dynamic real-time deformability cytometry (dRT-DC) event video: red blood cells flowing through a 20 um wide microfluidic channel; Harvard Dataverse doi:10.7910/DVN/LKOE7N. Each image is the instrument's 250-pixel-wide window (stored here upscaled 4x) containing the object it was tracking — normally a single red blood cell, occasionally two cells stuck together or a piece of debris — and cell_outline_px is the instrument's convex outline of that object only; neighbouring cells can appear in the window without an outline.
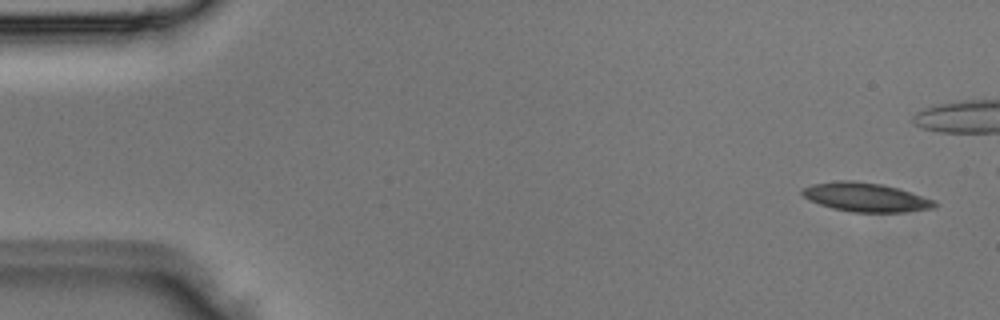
{"species": "Egyptian fruit bat (a non-hibernating species)", "species_latin": "Rousettus aegyptiacus", "temperature_condition": "room temperature", "stored_images_in_passage": 7, "camera_frame_rate_fps": 3000, "um_per_image_px": 0.085, "animal": {"sex": "male"}, "frame": {"image": 1, "passage_image": 1, "time_ms": 0.0, "image_size_px": [1000, 320], "cell_outline_px": [[940, 204], [936, 208], [904, 212], [852, 212], [832, 208], [808, 200], [800, 192], [800, 188], [812, 184], [840, 180], [852, 180], [884, 184], [900, 188], [936, 200]], "centroid_in_image_um": [73.63, 16.76], "position_along_channel_um": 11.4, "area_um2": 22.77}}
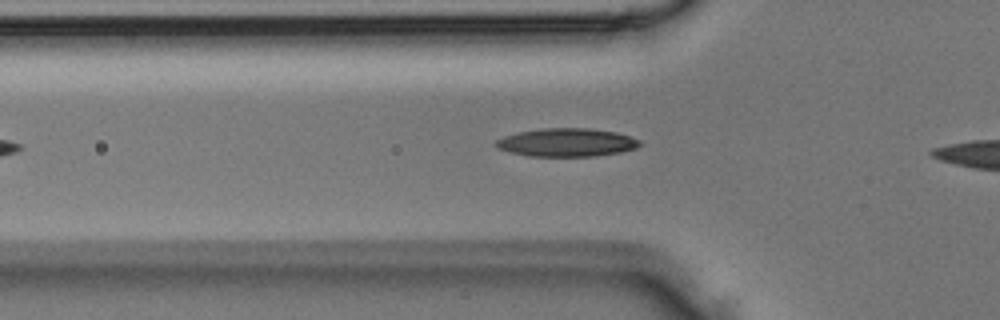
{"frame": {"image": 2, "passage_image": 7, "time_ms": 2.0, "image_size_px": [1000, 320], "cell_outline_px": [[640, 144], [636, 148], [620, 152], [596, 156], [528, 156], [496, 148], [492, 144], [496, 140], [504, 136], [520, 132], [544, 128], [588, 128], [616, 132], [640, 140]], "centroid_in_image_um": [48.14, 12.11], "position_along_channel_um": 77.7, "area_um2": 23.58}}